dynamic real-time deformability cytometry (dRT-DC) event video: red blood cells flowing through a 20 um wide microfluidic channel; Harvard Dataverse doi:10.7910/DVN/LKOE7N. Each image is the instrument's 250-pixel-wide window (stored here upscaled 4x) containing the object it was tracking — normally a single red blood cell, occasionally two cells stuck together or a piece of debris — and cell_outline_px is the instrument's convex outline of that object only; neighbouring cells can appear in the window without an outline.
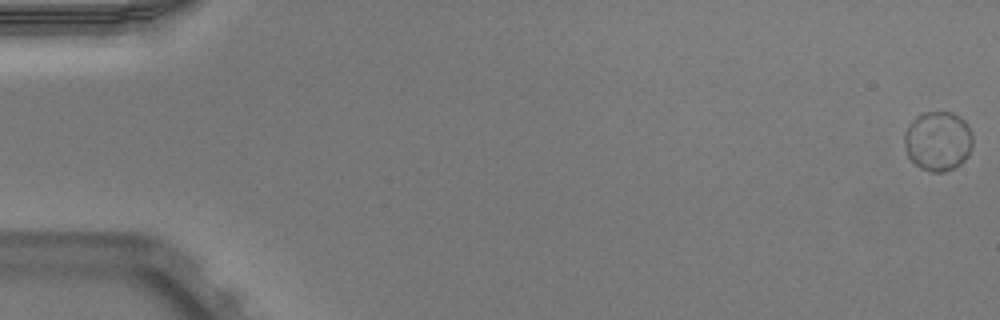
{"species": "Egyptian fruit bat (a non-hibernating species)", "species_latin": "Rousettus aegyptiacus", "temperature_condition": "warm", "stored_images_in_passage": 53, "camera_frame_rate_fps": 3000, "um_per_image_px": 0.085, "animal": {"sex": "male"}, "frame": {"image": 1, "passage_image": 1, "time_ms": 0.0, "image_size_px": [1000, 320], "cell_outline_px": [[972, 148], [968, 156], [960, 164], [944, 172], [932, 172], [920, 168], [908, 156], [904, 140], [904, 132], [908, 124], [916, 116], [924, 112], [952, 112], [964, 120], [972, 132]], "centroid_in_image_um": [79.73, 11.98], "position_along_channel_um": 5.3, "area_um2": 23.81}}
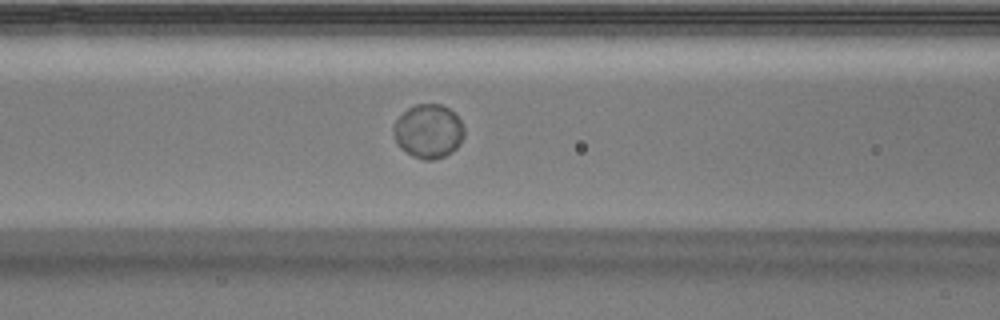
{"frame": {"image": 2, "passage_image": 23, "time_ms": 7.333, "image_size_px": [1000, 320], "cell_outline_px": [[464, 136], [460, 144], [452, 152], [444, 156], [432, 160], [424, 160], [412, 156], [400, 148], [392, 132], [392, 124], [408, 108], [416, 104], [440, 104], [448, 108], [460, 120], [464, 128]], "centroid_in_image_um": [36.4, 11.16], "position_along_channel_um": 130.2, "area_um2": 22.25}}
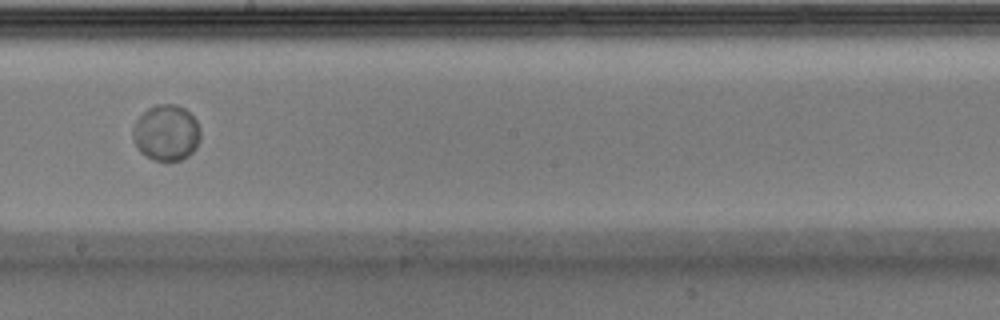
{"frame": {"image": 3, "passage_image": 31, "time_ms": 10.0, "image_size_px": [1000, 320], "cell_outline_px": [[200, 140], [196, 148], [188, 156], [180, 160], [152, 160], [140, 152], [132, 136], [132, 128], [136, 120], [148, 108], [156, 104], [176, 104], [184, 108], [196, 120], [200, 128]], "centroid_in_image_um": [14.14, 11.28], "position_along_channel_um": 234.1, "area_um2": 22.08}, "authors_computed_cell_mechanics": {"area_um2": 22.542, "velocity_mm_per_s": 3.896, "shape_relaxation_time_tau1_ms": 1.9076, "shape_relaxation_time_tau2_ms": null, "deformation_change_tau1": 0.0086, "deformation_change_tau2": null}}